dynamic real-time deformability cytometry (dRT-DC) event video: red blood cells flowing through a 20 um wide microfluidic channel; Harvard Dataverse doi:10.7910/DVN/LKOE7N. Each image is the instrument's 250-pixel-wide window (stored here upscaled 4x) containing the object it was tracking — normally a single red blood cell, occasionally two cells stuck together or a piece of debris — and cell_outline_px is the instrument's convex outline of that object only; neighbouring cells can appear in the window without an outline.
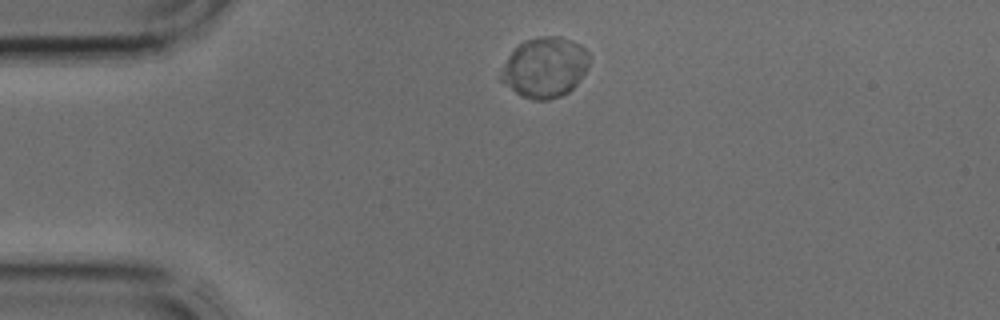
{"species": "common noctule bat (a hibernating species)", "species_latin": "Nyctalus noctula", "temperature_condition": "cold", "stored_images_in_passage": 2, "camera_frame_rate_fps": 3000, "um_per_image_px": 0.085, "animal": {"sex": "male", "body_mass_g": 17.9, "forearm_length_mm": 54.2}, "frame": {"image": 1, "passage_image": 2, "time_ms": 0.333, "image_size_px": [1000, 320], "cell_outline_px": [[592, 56], [588, 68], [580, 80], [568, 92], [560, 96], [548, 100], [536, 100], [520, 96], [500, 80], [500, 72], [508, 56], [524, 40], [536, 36], [560, 36], [572, 40], [580, 44]], "centroid_in_image_um": [46.34, 5.71], "position_along_channel_um": 38.7, "area_um2": 31.33}}